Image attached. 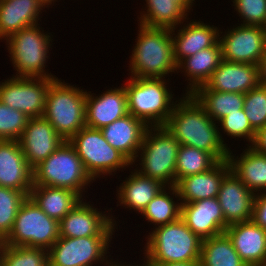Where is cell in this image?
Masks as SVG:
<instances>
[{
  "mask_svg": "<svg viewBox=\"0 0 266 266\" xmlns=\"http://www.w3.org/2000/svg\"><path fill=\"white\" fill-rule=\"evenodd\" d=\"M177 102L164 125L175 140L180 145L206 151L217 161L228 160L230 148L219 132L220 125H216L217 122L205 112L191 94L183 95Z\"/></svg>",
  "mask_w": 266,
  "mask_h": 266,
  "instance_id": "1",
  "label": "cell"
},
{
  "mask_svg": "<svg viewBox=\"0 0 266 266\" xmlns=\"http://www.w3.org/2000/svg\"><path fill=\"white\" fill-rule=\"evenodd\" d=\"M137 41L130 56V73L135 78H165L177 72L171 29L138 24Z\"/></svg>",
  "mask_w": 266,
  "mask_h": 266,
  "instance_id": "2",
  "label": "cell"
},
{
  "mask_svg": "<svg viewBox=\"0 0 266 266\" xmlns=\"http://www.w3.org/2000/svg\"><path fill=\"white\" fill-rule=\"evenodd\" d=\"M149 234L144 246V264L200 261L202 239L181 218L155 226Z\"/></svg>",
  "mask_w": 266,
  "mask_h": 266,
  "instance_id": "3",
  "label": "cell"
},
{
  "mask_svg": "<svg viewBox=\"0 0 266 266\" xmlns=\"http://www.w3.org/2000/svg\"><path fill=\"white\" fill-rule=\"evenodd\" d=\"M166 83L165 78L129 77L124 84L129 114L148 127L164 126L177 103Z\"/></svg>",
  "mask_w": 266,
  "mask_h": 266,
  "instance_id": "4",
  "label": "cell"
},
{
  "mask_svg": "<svg viewBox=\"0 0 266 266\" xmlns=\"http://www.w3.org/2000/svg\"><path fill=\"white\" fill-rule=\"evenodd\" d=\"M86 95L87 91L58 78L48 88L43 116L66 141L86 126Z\"/></svg>",
  "mask_w": 266,
  "mask_h": 266,
  "instance_id": "5",
  "label": "cell"
},
{
  "mask_svg": "<svg viewBox=\"0 0 266 266\" xmlns=\"http://www.w3.org/2000/svg\"><path fill=\"white\" fill-rule=\"evenodd\" d=\"M179 146L180 143L165 126L148 127L132 165L140 161L142 167L135 170L141 175L158 180L167 187L176 186V159Z\"/></svg>",
  "mask_w": 266,
  "mask_h": 266,
  "instance_id": "6",
  "label": "cell"
},
{
  "mask_svg": "<svg viewBox=\"0 0 266 266\" xmlns=\"http://www.w3.org/2000/svg\"><path fill=\"white\" fill-rule=\"evenodd\" d=\"M93 183L69 141H64L47 159L33 168V185L67 188L84 198L85 188ZM86 186V187H85Z\"/></svg>",
  "mask_w": 266,
  "mask_h": 266,
  "instance_id": "7",
  "label": "cell"
},
{
  "mask_svg": "<svg viewBox=\"0 0 266 266\" xmlns=\"http://www.w3.org/2000/svg\"><path fill=\"white\" fill-rule=\"evenodd\" d=\"M38 25L40 24L21 29L5 39L10 61L17 71L15 76L58 78L44 70L53 39L50 33H44Z\"/></svg>",
  "mask_w": 266,
  "mask_h": 266,
  "instance_id": "8",
  "label": "cell"
},
{
  "mask_svg": "<svg viewBox=\"0 0 266 266\" xmlns=\"http://www.w3.org/2000/svg\"><path fill=\"white\" fill-rule=\"evenodd\" d=\"M80 157L85 171L96 181L101 175L116 174L117 170L132 167V163L105 140L100 129L81 128L69 140Z\"/></svg>",
  "mask_w": 266,
  "mask_h": 266,
  "instance_id": "9",
  "label": "cell"
},
{
  "mask_svg": "<svg viewBox=\"0 0 266 266\" xmlns=\"http://www.w3.org/2000/svg\"><path fill=\"white\" fill-rule=\"evenodd\" d=\"M58 238L59 222L27 197L18 209L11 232L1 243L49 250Z\"/></svg>",
  "mask_w": 266,
  "mask_h": 266,
  "instance_id": "10",
  "label": "cell"
},
{
  "mask_svg": "<svg viewBox=\"0 0 266 266\" xmlns=\"http://www.w3.org/2000/svg\"><path fill=\"white\" fill-rule=\"evenodd\" d=\"M111 238L113 237H59L48 250L49 266H93L98 262L104 263L103 266H114L115 261L112 262L111 259L109 262L106 255Z\"/></svg>",
  "mask_w": 266,
  "mask_h": 266,
  "instance_id": "11",
  "label": "cell"
},
{
  "mask_svg": "<svg viewBox=\"0 0 266 266\" xmlns=\"http://www.w3.org/2000/svg\"><path fill=\"white\" fill-rule=\"evenodd\" d=\"M57 78L17 77L0 82V101L29 118L41 117L50 84Z\"/></svg>",
  "mask_w": 266,
  "mask_h": 266,
  "instance_id": "12",
  "label": "cell"
},
{
  "mask_svg": "<svg viewBox=\"0 0 266 266\" xmlns=\"http://www.w3.org/2000/svg\"><path fill=\"white\" fill-rule=\"evenodd\" d=\"M219 37L222 59L236 63L258 65L266 55V28L240 25Z\"/></svg>",
  "mask_w": 266,
  "mask_h": 266,
  "instance_id": "13",
  "label": "cell"
},
{
  "mask_svg": "<svg viewBox=\"0 0 266 266\" xmlns=\"http://www.w3.org/2000/svg\"><path fill=\"white\" fill-rule=\"evenodd\" d=\"M104 213L82 199L59 221V237L112 236L117 226L115 218Z\"/></svg>",
  "mask_w": 266,
  "mask_h": 266,
  "instance_id": "14",
  "label": "cell"
},
{
  "mask_svg": "<svg viewBox=\"0 0 266 266\" xmlns=\"http://www.w3.org/2000/svg\"><path fill=\"white\" fill-rule=\"evenodd\" d=\"M64 141L44 116L29 118L18 140L32 169L47 159Z\"/></svg>",
  "mask_w": 266,
  "mask_h": 266,
  "instance_id": "15",
  "label": "cell"
},
{
  "mask_svg": "<svg viewBox=\"0 0 266 266\" xmlns=\"http://www.w3.org/2000/svg\"><path fill=\"white\" fill-rule=\"evenodd\" d=\"M255 196L232 170L224 176L217 199L225 219V230L229 225L252 220Z\"/></svg>",
  "mask_w": 266,
  "mask_h": 266,
  "instance_id": "16",
  "label": "cell"
},
{
  "mask_svg": "<svg viewBox=\"0 0 266 266\" xmlns=\"http://www.w3.org/2000/svg\"><path fill=\"white\" fill-rule=\"evenodd\" d=\"M180 218L202 240L225 231V219L217 197L181 203Z\"/></svg>",
  "mask_w": 266,
  "mask_h": 266,
  "instance_id": "17",
  "label": "cell"
},
{
  "mask_svg": "<svg viewBox=\"0 0 266 266\" xmlns=\"http://www.w3.org/2000/svg\"><path fill=\"white\" fill-rule=\"evenodd\" d=\"M0 186L24 192L33 187V169L18 141L0 140Z\"/></svg>",
  "mask_w": 266,
  "mask_h": 266,
  "instance_id": "18",
  "label": "cell"
},
{
  "mask_svg": "<svg viewBox=\"0 0 266 266\" xmlns=\"http://www.w3.org/2000/svg\"><path fill=\"white\" fill-rule=\"evenodd\" d=\"M224 233L247 266L266 265V230L253 220L229 225Z\"/></svg>",
  "mask_w": 266,
  "mask_h": 266,
  "instance_id": "19",
  "label": "cell"
},
{
  "mask_svg": "<svg viewBox=\"0 0 266 266\" xmlns=\"http://www.w3.org/2000/svg\"><path fill=\"white\" fill-rule=\"evenodd\" d=\"M98 96L92 95L91 91L87 92L85 111L87 127L101 129L129 114L124 85L119 88L107 89L106 92Z\"/></svg>",
  "mask_w": 266,
  "mask_h": 266,
  "instance_id": "20",
  "label": "cell"
},
{
  "mask_svg": "<svg viewBox=\"0 0 266 266\" xmlns=\"http://www.w3.org/2000/svg\"><path fill=\"white\" fill-rule=\"evenodd\" d=\"M258 85V65L222 59L218 68L203 86L214 91L245 94Z\"/></svg>",
  "mask_w": 266,
  "mask_h": 266,
  "instance_id": "21",
  "label": "cell"
},
{
  "mask_svg": "<svg viewBox=\"0 0 266 266\" xmlns=\"http://www.w3.org/2000/svg\"><path fill=\"white\" fill-rule=\"evenodd\" d=\"M177 27L171 29L174 59L178 65L183 59L192 56L219 42L223 32L215 26H210L202 21H193L185 24L176 31ZM177 32V35L175 33ZM220 32V33H219ZM175 35V36H173Z\"/></svg>",
  "mask_w": 266,
  "mask_h": 266,
  "instance_id": "22",
  "label": "cell"
},
{
  "mask_svg": "<svg viewBox=\"0 0 266 266\" xmlns=\"http://www.w3.org/2000/svg\"><path fill=\"white\" fill-rule=\"evenodd\" d=\"M148 126L132 114L115 120L100 130L105 140L131 163L137 158Z\"/></svg>",
  "mask_w": 266,
  "mask_h": 266,
  "instance_id": "23",
  "label": "cell"
},
{
  "mask_svg": "<svg viewBox=\"0 0 266 266\" xmlns=\"http://www.w3.org/2000/svg\"><path fill=\"white\" fill-rule=\"evenodd\" d=\"M231 170L228 160L218 161L211 169L181 178L176 188L180 203H192L218 196L224 176Z\"/></svg>",
  "mask_w": 266,
  "mask_h": 266,
  "instance_id": "24",
  "label": "cell"
},
{
  "mask_svg": "<svg viewBox=\"0 0 266 266\" xmlns=\"http://www.w3.org/2000/svg\"><path fill=\"white\" fill-rule=\"evenodd\" d=\"M45 7L42 0H0V40L37 25Z\"/></svg>",
  "mask_w": 266,
  "mask_h": 266,
  "instance_id": "25",
  "label": "cell"
},
{
  "mask_svg": "<svg viewBox=\"0 0 266 266\" xmlns=\"http://www.w3.org/2000/svg\"><path fill=\"white\" fill-rule=\"evenodd\" d=\"M134 172V173H133ZM117 190V204L129 210L134 209L138 213L146 208L147 204L165 187L160 181L141 175L133 170Z\"/></svg>",
  "mask_w": 266,
  "mask_h": 266,
  "instance_id": "26",
  "label": "cell"
},
{
  "mask_svg": "<svg viewBox=\"0 0 266 266\" xmlns=\"http://www.w3.org/2000/svg\"><path fill=\"white\" fill-rule=\"evenodd\" d=\"M232 154L229 149L228 161L233 173L253 193L266 192V154L255 151L249 145L240 157L235 158Z\"/></svg>",
  "mask_w": 266,
  "mask_h": 266,
  "instance_id": "27",
  "label": "cell"
},
{
  "mask_svg": "<svg viewBox=\"0 0 266 266\" xmlns=\"http://www.w3.org/2000/svg\"><path fill=\"white\" fill-rule=\"evenodd\" d=\"M222 61V48L220 42L215 46L200 50L196 54L183 59L178 65L179 73L182 69L190 81L185 94H192L198 87L204 85L218 68Z\"/></svg>",
  "mask_w": 266,
  "mask_h": 266,
  "instance_id": "28",
  "label": "cell"
},
{
  "mask_svg": "<svg viewBox=\"0 0 266 266\" xmlns=\"http://www.w3.org/2000/svg\"><path fill=\"white\" fill-rule=\"evenodd\" d=\"M29 197L58 222L83 199L73 190L44 185H33Z\"/></svg>",
  "mask_w": 266,
  "mask_h": 266,
  "instance_id": "29",
  "label": "cell"
},
{
  "mask_svg": "<svg viewBox=\"0 0 266 266\" xmlns=\"http://www.w3.org/2000/svg\"><path fill=\"white\" fill-rule=\"evenodd\" d=\"M191 95L216 122L229 113L243 109L244 106V94L242 93L214 91L202 85Z\"/></svg>",
  "mask_w": 266,
  "mask_h": 266,
  "instance_id": "30",
  "label": "cell"
},
{
  "mask_svg": "<svg viewBox=\"0 0 266 266\" xmlns=\"http://www.w3.org/2000/svg\"><path fill=\"white\" fill-rule=\"evenodd\" d=\"M146 11L140 13L138 24L146 27H178L188 19V14L173 0H145ZM178 25V26H177Z\"/></svg>",
  "mask_w": 266,
  "mask_h": 266,
  "instance_id": "31",
  "label": "cell"
},
{
  "mask_svg": "<svg viewBox=\"0 0 266 266\" xmlns=\"http://www.w3.org/2000/svg\"><path fill=\"white\" fill-rule=\"evenodd\" d=\"M200 263L201 266H247L225 233L202 240Z\"/></svg>",
  "mask_w": 266,
  "mask_h": 266,
  "instance_id": "32",
  "label": "cell"
},
{
  "mask_svg": "<svg viewBox=\"0 0 266 266\" xmlns=\"http://www.w3.org/2000/svg\"><path fill=\"white\" fill-rule=\"evenodd\" d=\"M170 195L179 199L176 186H165L147 204L141 215L144 216L148 222L154 223L157 226L177 221L181 215V203H176Z\"/></svg>",
  "mask_w": 266,
  "mask_h": 266,
  "instance_id": "33",
  "label": "cell"
},
{
  "mask_svg": "<svg viewBox=\"0 0 266 266\" xmlns=\"http://www.w3.org/2000/svg\"><path fill=\"white\" fill-rule=\"evenodd\" d=\"M218 161L208 152L180 145L176 159V184L184 177L211 169Z\"/></svg>",
  "mask_w": 266,
  "mask_h": 266,
  "instance_id": "34",
  "label": "cell"
},
{
  "mask_svg": "<svg viewBox=\"0 0 266 266\" xmlns=\"http://www.w3.org/2000/svg\"><path fill=\"white\" fill-rule=\"evenodd\" d=\"M0 266H49L48 250L0 243Z\"/></svg>",
  "mask_w": 266,
  "mask_h": 266,
  "instance_id": "35",
  "label": "cell"
},
{
  "mask_svg": "<svg viewBox=\"0 0 266 266\" xmlns=\"http://www.w3.org/2000/svg\"><path fill=\"white\" fill-rule=\"evenodd\" d=\"M27 197L24 192L0 186V242L11 232L18 209Z\"/></svg>",
  "mask_w": 266,
  "mask_h": 266,
  "instance_id": "36",
  "label": "cell"
},
{
  "mask_svg": "<svg viewBox=\"0 0 266 266\" xmlns=\"http://www.w3.org/2000/svg\"><path fill=\"white\" fill-rule=\"evenodd\" d=\"M243 109L255 131L266 126V87L259 84L245 93Z\"/></svg>",
  "mask_w": 266,
  "mask_h": 266,
  "instance_id": "37",
  "label": "cell"
},
{
  "mask_svg": "<svg viewBox=\"0 0 266 266\" xmlns=\"http://www.w3.org/2000/svg\"><path fill=\"white\" fill-rule=\"evenodd\" d=\"M28 120L24 113L0 101V140L18 141Z\"/></svg>",
  "mask_w": 266,
  "mask_h": 266,
  "instance_id": "38",
  "label": "cell"
},
{
  "mask_svg": "<svg viewBox=\"0 0 266 266\" xmlns=\"http://www.w3.org/2000/svg\"><path fill=\"white\" fill-rule=\"evenodd\" d=\"M217 123L221 125L222 131L228 136L246 139L249 144L254 140L256 131L251 127L244 109L229 113Z\"/></svg>",
  "mask_w": 266,
  "mask_h": 266,
  "instance_id": "39",
  "label": "cell"
},
{
  "mask_svg": "<svg viewBox=\"0 0 266 266\" xmlns=\"http://www.w3.org/2000/svg\"><path fill=\"white\" fill-rule=\"evenodd\" d=\"M241 25L263 26L266 28V0H233Z\"/></svg>",
  "mask_w": 266,
  "mask_h": 266,
  "instance_id": "40",
  "label": "cell"
},
{
  "mask_svg": "<svg viewBox=\"0 0 266 266\" xmlns=\"http://www.w3.org/2000/svg\"><path fill=\"white\" fill-rule=\"evenodd\" d=\"M252 220L266 230V192L256 194Z\"/></svg>",
  "mask_w": 266,
  "mask_h": 266,
  "instance_id": "41",
  "label": "cell"
},
{
  "mask_svg": "<svg viewBox=\"0 0 266 266\" xmlns=\"http://www.w3.org/2000/svg\"><path fill=\"white\" fill-rule=\"evenodd\" d=\"M249 146L259 153L266 154V126L255 132L254 140Z\"/></svg>",
  "mask_w": 266,
  "mask_h": 266,
  "instance_id": "42",
  "label": "cell"
},
{
  "mask_svg": "<svg viewBox=\"0 0 266 266\" xmlns=\"http://www.w3.org/2000/svg\"><path fill=\"white\" fill-rule=\"evenodd\" d=\"M259 84L266 87V55L258 64Z\"/></svg>",
  "mask_w": 266,
  "mask_h": 266,
  "instance_id": "43",
  "label": "cell"
},
{
  "mask_svg": "<svg viewBox=\"0 0 266 266\" xmlns=\"http://www.w3.org/2000/svg\"><path fill=\"white\" fill-rule=\"evenodd\" d=\"M147 266H201L200 261L172 262L164 264H146Z\"/></svg>",
  "mask_w": 266,
  "mask_h": 266,
  "instance_id": "44",
  "label": "cell"
},
{
  "mask_svg": "<svg viewBox=\"0 0 266 266\" xmlns=\"http://www.w3.org/2000/svg\"><path fill=\"white\" fill-rule=\"evenodd\" d=\"M174 3L178 4L187 14L192 9L193 1L195 0H173Z\"/></svg>",
  "mask_w": 266,
  "mask_h": 266,
  "instance_id": "45",
  "label": "cell"
},
{
  "mask_svg": "<svg viewBox=\"0 0 266 266\" xmlns=\"http://www.w3.org/2000/svg\"><path fill=\"white\" fill-rule=\"evenodd\" d=\"M114 266H147V265L144 264V263H143L142 265H140V264H139V265H135V264H134V265H132V264H131V265H130V264H127V265L125 264V265H124V263L121 264V263H118V262L116 263V262H115V263H114Z\"/></svg>",
  "mask_w": 266,
  "mask_h": 266,
  "instance_id": "46",
  "label": "cell"
},
{
  "mask_svg": "<svg viewBox=\"0 0 266 266\" xmlns=\"http://www.w3.org/2000/svg\"><path fill=\"white\" fill-rule=\"evenodd\" d=\"M47 6H51L52 5V3L54 4V2L55 1H57V0H42Z\"/></svg>",
  "mask_w": 266,
  "mask_h": 266,
  "instance_id": "47",
  "label": "cell"
}]
</instances>
